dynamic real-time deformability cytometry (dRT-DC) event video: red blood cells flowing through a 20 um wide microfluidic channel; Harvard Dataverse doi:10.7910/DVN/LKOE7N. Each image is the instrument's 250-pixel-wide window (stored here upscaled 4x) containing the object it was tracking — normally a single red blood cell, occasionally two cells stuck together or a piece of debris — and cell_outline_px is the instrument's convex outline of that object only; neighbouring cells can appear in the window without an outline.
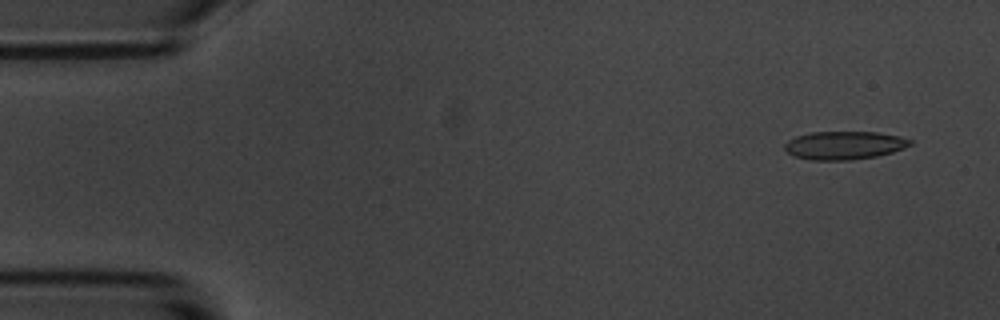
{"species": "common noctule bat (a hibernating species)", "species_latin": "Nyctalus noctula", "temperature_condition": "room temperature", "stored_images_in_passage": 7, "camera_frame_rate_fps": 3000, "um_per_image_px": 0.085, "animal": {"sex": "male", "body_mass_g": 20.1, "forearm_length_mm": 53.5}, "frame": {"image": 1, "passage_image": 1, "time_ms": 0.0, "image_size_px": [1000, 320], "cell_outline_px": [[912, 144], [904, 148], [892, 152], [876, 156], [852, 160], [812, 160], [792, 156], [784, 148], [784, 144], [788, 140], [796, 136], [812, 132], [876, 132], [900, 136], [912, 140]], "centroid_in_image_um": [71.75, 12.35], "position_along_channel_um": 13.2, "area_um2": 20.69}}
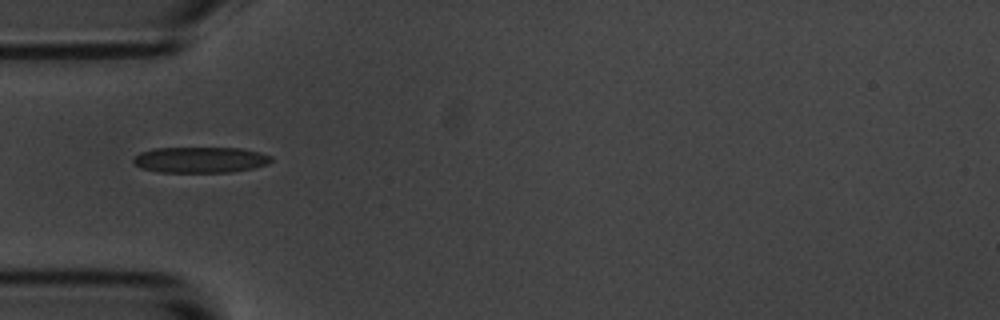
{"frame": {"image": 2, "passage_image": 5, "time_ms": 4.667, "image_size_px": [1000, 320], "cell_outline_px": [[272, 160], [268, 164], [252, 168], [232, 172], [160, 172], [140, 168], [132, 160], [140, 152], [152, 148], [240, 148], [260, 152], [272, 156]], "centroid_in_image_um": [17.03, 13.58], "position_along_channel_um": 68.0, "area_um2": 20.81}}
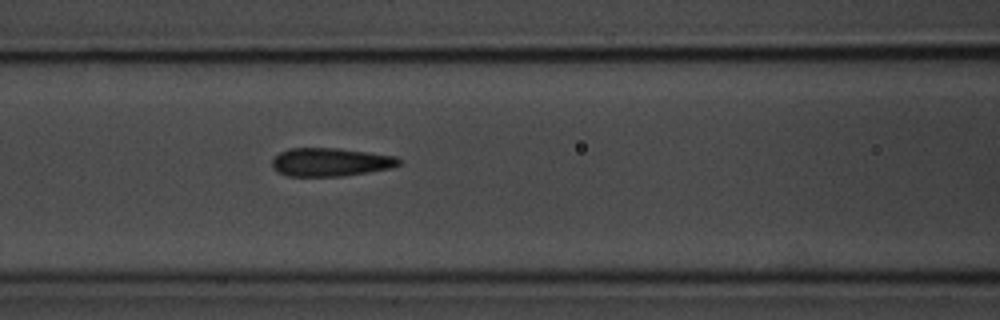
{"frame": {"image": 3, "passage_image": 7, "time_ms": 6.667, "image_size_px": [1000, 320], "cell_outline_px": [[400, 164], [392, 168], [368, 172], [340, 176], [288, 176], [276, 172], [272, 168], [272, 160], [280, 152], [288, 148], [340, 148], [396, 156], [400, 160]], "centroid_in_image_um": [28.07, 13.77], "position_along_channel_um": 138.5, "area_um2": 21.04}}